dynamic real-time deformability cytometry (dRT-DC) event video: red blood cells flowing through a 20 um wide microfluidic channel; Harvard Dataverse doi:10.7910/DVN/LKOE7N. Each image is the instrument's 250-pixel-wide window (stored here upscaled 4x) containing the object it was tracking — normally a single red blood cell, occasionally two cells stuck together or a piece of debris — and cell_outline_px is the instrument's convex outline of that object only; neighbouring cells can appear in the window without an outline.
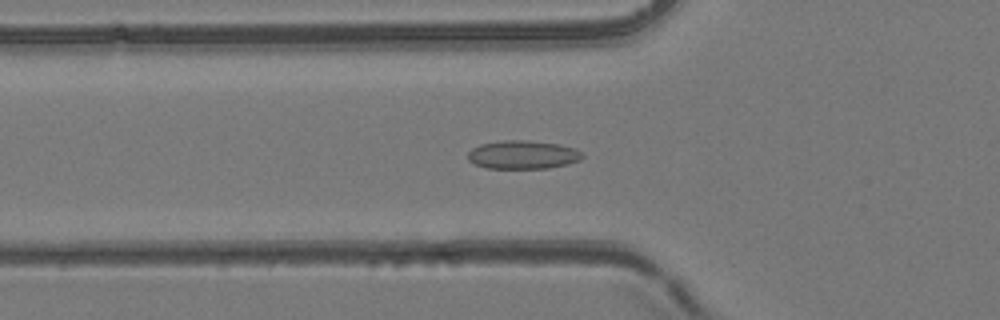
{"species": "common noctule bat (a hibernating species)", "species_latin": "Nyctalus noctula", "temperature_condition": "room temperature", "stored_images_in_passage": 52, "camera_frame_rate_fps": 3000, "um_per_image_px": 0.085, "animal": {"sex": "female", "body_mass_g": 24.6, "forearm_length_mm": 56.2}, "frame": {"image": 1, "passage_image": 18, "time_ms": 5.667, "image_size_px": [1000, 320], "cell_outline_px": [[584, 156], [580, 160], [568, 164], [548, 168], [484, 168], [468, 160], [468, 152], [472, 148], [480, 144], [504, 140], [524, 140], [556, 144], [576, 148]], "centroid_in_image_um": [44.43, 13.15], "position_along_channel_um": 81.4, "area_um2": 18.9}}
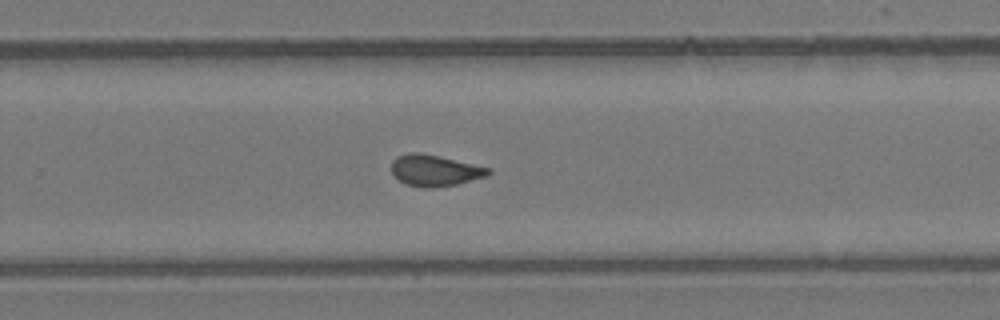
{"frame": {"image": 2, "passage_image": 34, "time_ms": 11.0, "image_size_px": [1000, 320], "cell_outline_px": [[492, 172], [488, 176], [456, 184], [432, 188], [424, 188], [408, 184], [400, 180], [392, 172], [392, 160], [396, 156], [408, 152], [420, 152], [440, 156], [492, 168]], "centroid_in_image_um": [36.99, 14.47], "position_along_channel_um": 292.8, "area_um2": 17.74}}
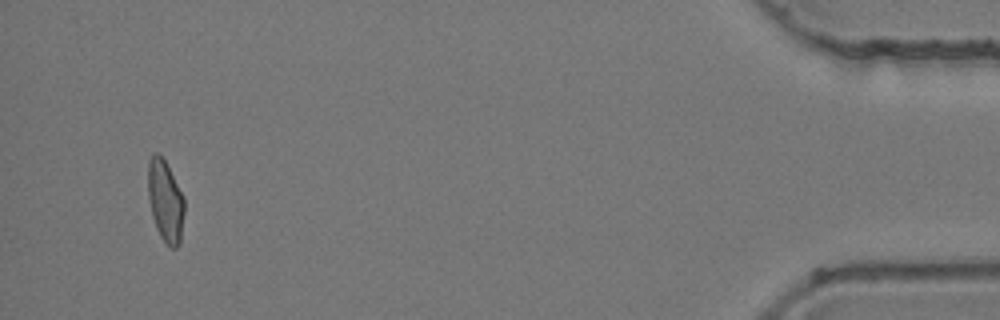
{"frame": {"image": 3, "passage_image": 50, "time_ms": 16.333, "image_size_px": [1000, 320], "cell_outline_px": [[184, 212], [180, 244], [176, 248], [172, 248], [160, 236], [156, 228], [152, 216], [148, 196], [148, 160], [152, 152], [156, 152], [164, 160], [184, 196]], "centroid_in_image_um": [14.05, 17.08], "position_along_channel_um": 421.2, "area_um2": 17.28}, "authors_computed_cell_mechanics": {"area_um2": 17.4845, "velocity_mm_per_s": 3.9537, "shape_relaxation_time_tau1_ms": null, "shape_relaxation_time_tau2_ms": 1.1348, "deformation_change_tau1": null, "deformation_change_tau2": 0.0735}}